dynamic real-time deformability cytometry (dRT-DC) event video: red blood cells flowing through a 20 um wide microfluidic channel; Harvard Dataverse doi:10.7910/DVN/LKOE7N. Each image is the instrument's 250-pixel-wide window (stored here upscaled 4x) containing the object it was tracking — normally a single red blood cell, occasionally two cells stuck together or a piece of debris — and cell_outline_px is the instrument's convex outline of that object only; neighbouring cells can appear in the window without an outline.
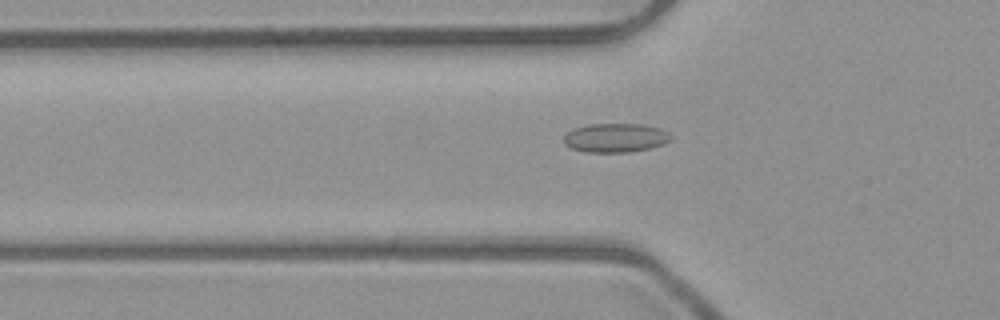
{"species": "common noctule bat (a hibernating species)", "species_latin": "Nyctalus noctula", "temperature_condition": "room temperature", "stored_images_in_passage": 46, "camera_frame_rate_fps": 3000, "um_per_image_px": 0.085, "animal": {"sex": "male", "body_mass_g": 23.1, "forearm_length_mm": 52.7}, "frame": {"image": 1, "passage_image": 18, "time_ms": 5.667, "image_size_px": [1000, 320], "cell_outline_px": [[672, 140], [664, 144], [648, 148], [628, 152], [584, 152], [572, 148], [564, 144], [564, 136], [572, 128], [588, 124], [644, 124], [660, 128], [668, 132], [672, 136]], "centroid_in_image_um": [52.32, 11.7], "position_along_channel_um": 73.5, "area_um2": 18.21}}
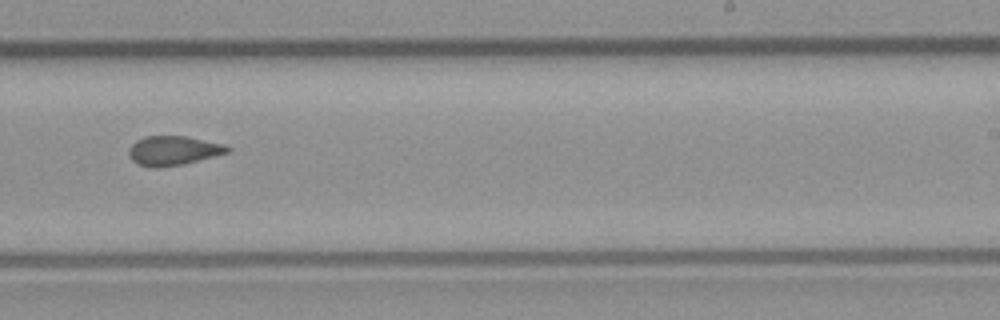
{"frame": {"image": 2, "passage_image": 33, "time_ms": 10.667, "image_size_px": [1000, 320], "cell_outline_px": [[232, 148], [228, 152], [184, 164], [160, 168], [152, 168], [136, 164], [128, 156], [128, 148], [136, 140], [144, 136], [188, 136], [224, 144]], "centroid_in_image_um": [14.69, 12.8], "position_along_channel_um": 274.3, "area_um2": 17.11}}
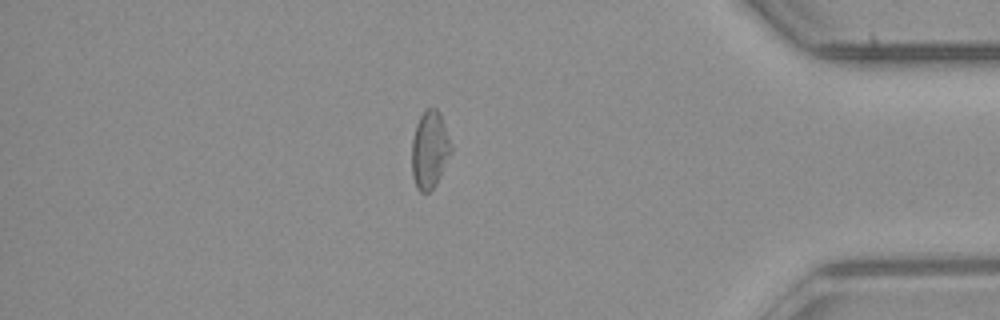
{"frame": {"image": 3, "passage_image": 45, "time_ms": 14.667, "image_size_px": [1000, 320], "cell_outline_px": [[452, 152], [436, 184], [428, 192], [420, 192], [416, 188], [412, 176], [412, 140], [416, 124], [420, 116], [428, 108], [436, 108], [440, 112], [452, 144]], "centroid_in_image_um": [36.53, 12.73], "position_along_channel_um": 398.7, "area_um2": 17.86}}